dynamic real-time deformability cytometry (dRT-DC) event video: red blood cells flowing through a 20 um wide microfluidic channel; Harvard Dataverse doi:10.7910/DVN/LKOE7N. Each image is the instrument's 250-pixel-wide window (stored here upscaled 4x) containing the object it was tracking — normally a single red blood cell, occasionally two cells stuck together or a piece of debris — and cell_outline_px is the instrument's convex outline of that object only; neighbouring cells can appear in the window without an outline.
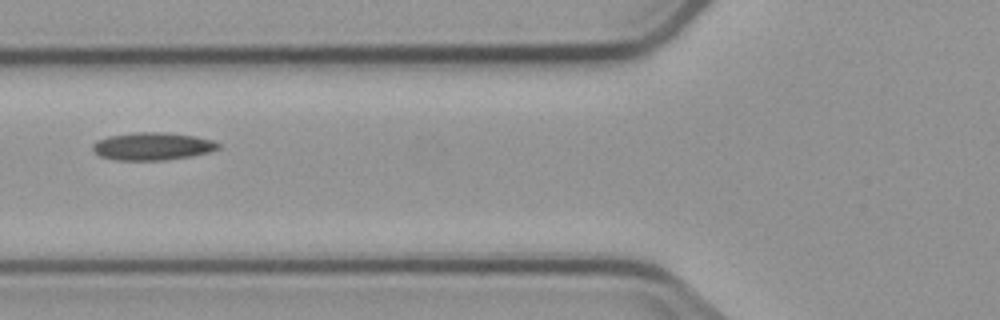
{"species": "common noctule bat (a hibernating species)", "species_latin": "Nyctalus noctula", "temperature_condition": "cold", "stored_images_in_passage": 6, "camera_frame_rate_fps": 3000, "um_per_image_px": 0.085, "animal": {"sex": "male", "body_mass_g": 23.1, "forearm_length_mm": 52.7}, "frame": {"image": 1, "passage_image": 6, "time_ms": 7.0, "image_size_px": [1000, 320], "cell_outline_px": [[220, 148], [208, 152], [192, 156], [164, 160], [116, 160], [100, 156], [92, 148], [92, 144], [96, 140], [108, 136], [132, 132], [168, 132], [196, 136], [212, 140], [220, 144]], "centroid_in_image_um": [12.95, 12.42], "position_along_channel_um": 112.8, "area_um2": 20.4}}